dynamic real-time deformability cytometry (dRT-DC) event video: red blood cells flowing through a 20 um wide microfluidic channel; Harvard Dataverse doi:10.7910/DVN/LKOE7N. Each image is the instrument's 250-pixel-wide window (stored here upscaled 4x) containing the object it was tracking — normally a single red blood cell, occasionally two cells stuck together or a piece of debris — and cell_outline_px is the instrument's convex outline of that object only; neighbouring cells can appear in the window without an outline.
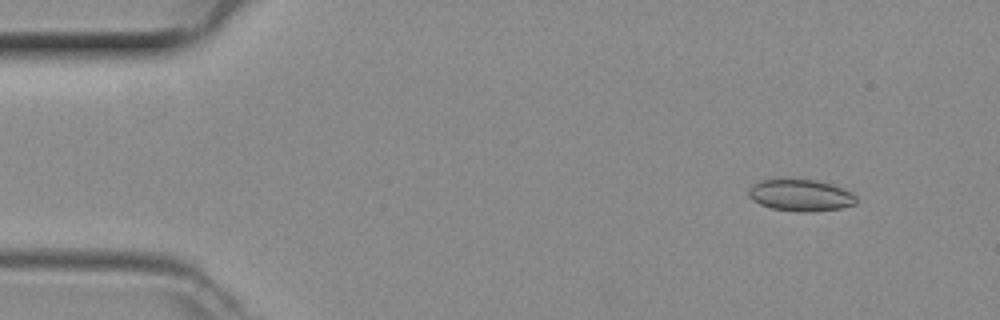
{"species": "common noctule bat (a hibernating species)", "species_latin": "Nyctalus noctula", "temperature_condition": "room temperature", "stored_images_in_passage": 45, "camera_frame_rate_fps": 3000, "um_per_image_px": 0.085, "animal": {"sex": "female", "body_mass_g": 29.2, "forearm_length_mm": 56.3}, "frame": {"image": 1, "passage_image": 1, "time_ms": 0.0, "image_size_px": [1000, 320], "cell_outline_px": [[856, 204], [840, 208], [808, 212], [800, 212], [772, 208], [760, 204], [752, 200], [748, 196], [748, 188], [752, 184], [760, 180], [816, 180], [832, 184], [844, 188], [852, 192], [856, 196]], "centroid_in_image_um": [68.05, 16.6], "position_along_channel_um": 16.9, "area_um2": 19.88}}
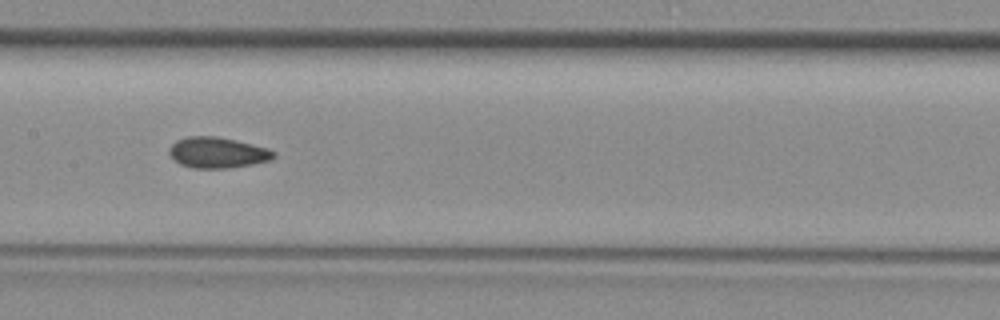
{"frame": {"image": 2, "passage_image": 20, "time_ms": 6.333, "image_size_px": [1000, 320], "cell_outline_px": [[276, 156], [268, 160], [252, 164], [228, 168], [192, 168], [180, 164], [168, 152], [168, 148], [176, 140], [188, 136], [216, 136], [236, 140], [268, 148], [276, 152]], "centroid_in_image_um": [18.48, 12.96], "position_along_channel_um": 188.9, "area_um2": 18.73}}
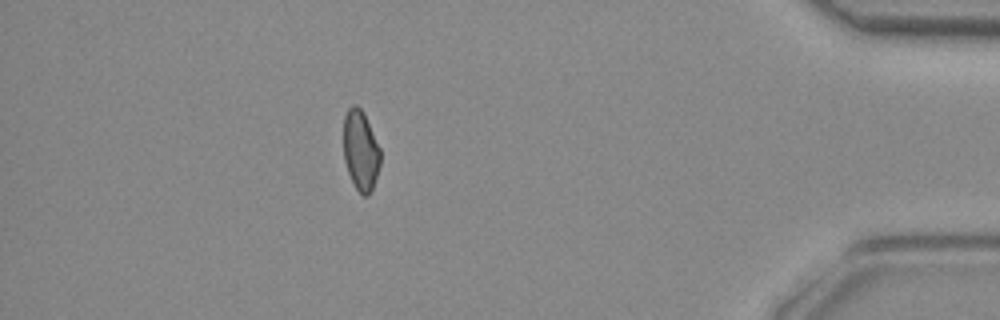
{"frame": {"image": 3, "passage_image": 39, "time_ms": 12.667, "image_size_px": [1000, 320], "cell_outline_px": [[380, 164], [372, 188], [368, 196], [364, 196], [356, 188], [348, 172], [344, 160], [344, 116], [348, 108], [352, 104], [356, 104], [364, 112], [380, 148]], "centroid_in_image_um": [30.65, 12.74], "position_along_channel_um": 404.6, "area_um2": 17.11}}